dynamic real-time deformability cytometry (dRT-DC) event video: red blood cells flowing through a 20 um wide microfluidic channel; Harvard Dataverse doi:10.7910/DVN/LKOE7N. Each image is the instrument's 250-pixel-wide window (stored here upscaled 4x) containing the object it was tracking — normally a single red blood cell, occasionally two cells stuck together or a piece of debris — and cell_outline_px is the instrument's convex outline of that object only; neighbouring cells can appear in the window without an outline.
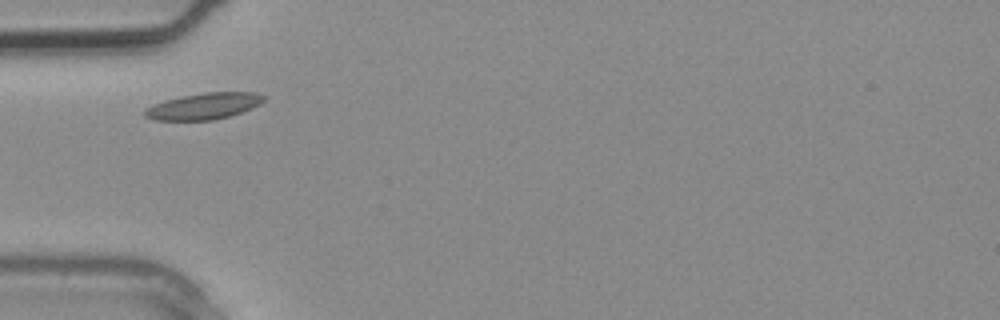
{"species": "common noctule bat (a hibernating species)", "species_latin": "Nyctalus noctula", "temperature_condition": "warm", "stored_images_in_passage": 1, "camera_frame_rate_fps": 3000, "um_per_image_px": 0.085, "animal": {"sex": "male", "body_mass_g": 20.4}, "frame": {"image": 1, "passage_image": 1, "time_ms": 0.0, "image_size_px": [1000, 320], "cell_outline_px": [[268, 96], [260, 104], [252, 108], [228, 116], [212, 120], [152, 120], [144, 116], [140, 112], [144, 108], [152, 104], [164, 100], [180, 96], [204, 92], [256, 92]], "centroid_in_image_um": [17.27, 9.01], "position_along_channel_um": 67.7, "area_um2": 18.61}}